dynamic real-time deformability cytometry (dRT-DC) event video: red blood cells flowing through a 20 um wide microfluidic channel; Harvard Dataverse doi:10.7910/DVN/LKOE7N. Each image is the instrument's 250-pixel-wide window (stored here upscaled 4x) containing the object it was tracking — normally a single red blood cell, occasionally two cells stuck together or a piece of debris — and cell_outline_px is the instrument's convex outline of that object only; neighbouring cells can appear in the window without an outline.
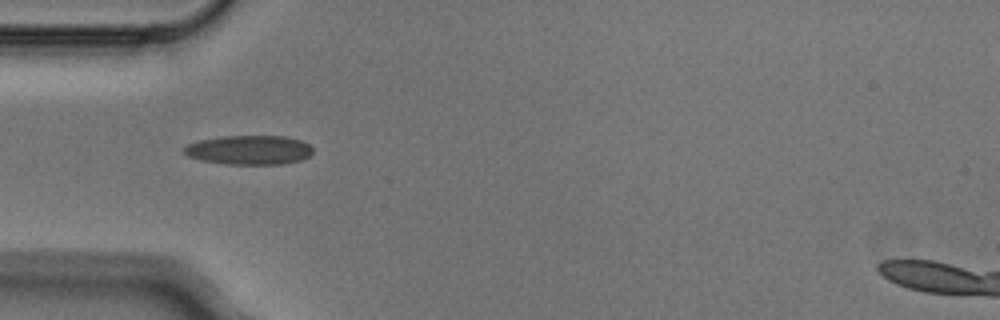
{"species": "Egyptian fruit bat (a non-hibernating species)", "species_latin": "Rousettus aegyptiacus", "temperature_condition": "cold", "stored_images_in_passage": 2, "camera_frame_rate_fps": 3000, "um_per_image_px": 0.085, "animal": {"sex": "male"}, "frame": {"image": 1, "passage_image": 1, "time_ms": 0.0, "image_size_px": [1000, 320], "cell_outline_px": [[312, 152], [308, 156], [300, 160], [280, 164], [228, 164], [200, 160], [188, 156], [184, 152], [184, 148], [188, 144], [200, 140], [224, 136], [284, 136], [300, 140], [308, 144], [312, 148]], "centroid_in_image_um": [21.17, 12.74], "position_along_channel_um": 63.8, "area_um2": 21.73}}
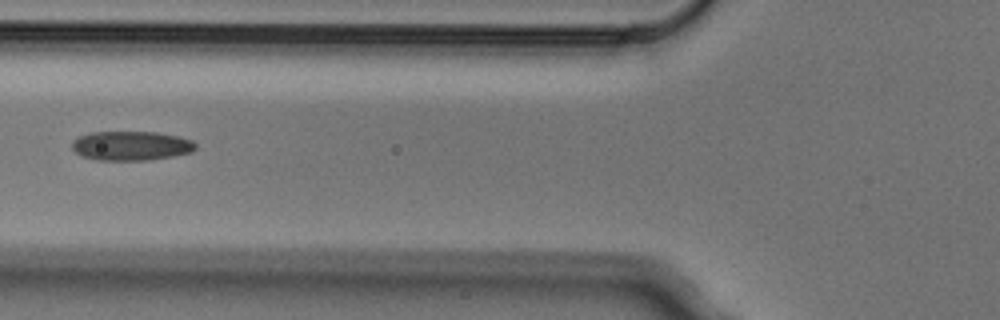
{"frame": {"image": 2, "passage_image": 2, "time_ms": 0.333, "image_size_px": [1000, 320], "cell_outline_px": [[196, 148], [192, 152], [172, 156], [148, 160], [96, 160], [80, 156], [72, 148], [72, 140], [76, 136], [92, 132], [156, 132], [180, 136], [192, 140], [196, 144]], "centroid_in_image_um": [11.12, 12.38], "position_along_channel_um": 114.7, "area_um2": 21.33}}